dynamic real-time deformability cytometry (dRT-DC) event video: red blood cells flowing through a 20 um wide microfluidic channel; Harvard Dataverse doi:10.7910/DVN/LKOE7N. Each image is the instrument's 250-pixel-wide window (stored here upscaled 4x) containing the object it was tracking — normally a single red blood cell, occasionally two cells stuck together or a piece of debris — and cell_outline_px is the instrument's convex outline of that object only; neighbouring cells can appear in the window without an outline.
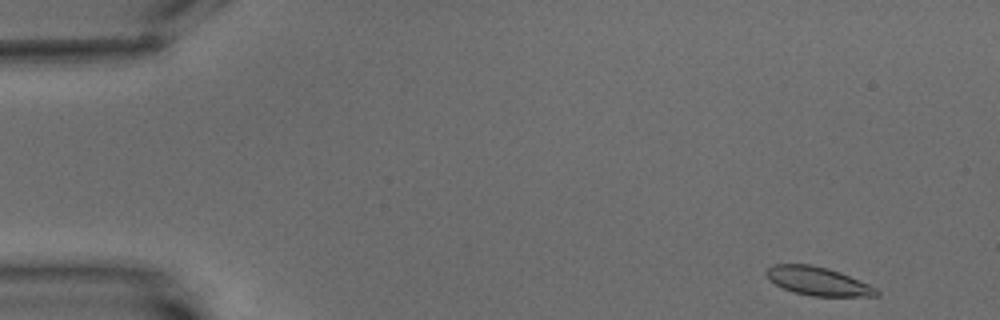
{"species": "common noctule bat (a hibernating species)", "species_latin": "Nyctalus noctula", "temperature_condition": "warm", "stored_images_in_passage": 4, "camera_frame_rate_fps": 3000, "um_per_image_px": 0.085, "animal": {"sex": "male", "body_mass_g": 15.6}, "frame": {"image": 1, "passage_image": 1, "time_ms": 0.0, "image_size_px": [1000, 320], "cell_outline_px": [[880, 296], [812, 296], [792, 292], [768, 280], [764, 276], [764, 272], [772, 264], [812, 264], [828, 268], [840, 272], [868, 284], [876, 288], [880, 292]], "centroid_in_image_um": [69.49, 23.89], "position_along_channel_um": 15.5, "area_um2": 18.44}}
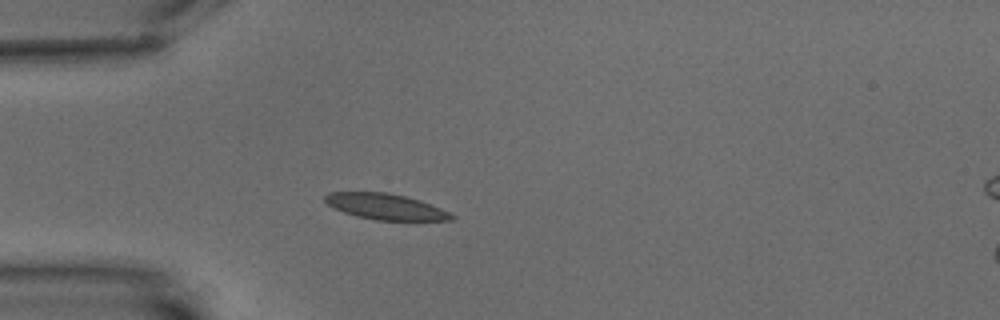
{"frame": {"image": 2, "passage_image": 4, "time_ms": 4.333, "image_size_px": [1000, 320], "cell_outline_px": [[456, 216], [452, 220], [376, 220], [356, 216], [344, 212], [328, 204], [324, 200], [324, 196], [328, 192], [388, 192], [420, 200], [440, 208]], "centroid_in_image_um": [32.76, 17.56], "position_along_channel_um": 52.2, "area_um2": 18.9}}